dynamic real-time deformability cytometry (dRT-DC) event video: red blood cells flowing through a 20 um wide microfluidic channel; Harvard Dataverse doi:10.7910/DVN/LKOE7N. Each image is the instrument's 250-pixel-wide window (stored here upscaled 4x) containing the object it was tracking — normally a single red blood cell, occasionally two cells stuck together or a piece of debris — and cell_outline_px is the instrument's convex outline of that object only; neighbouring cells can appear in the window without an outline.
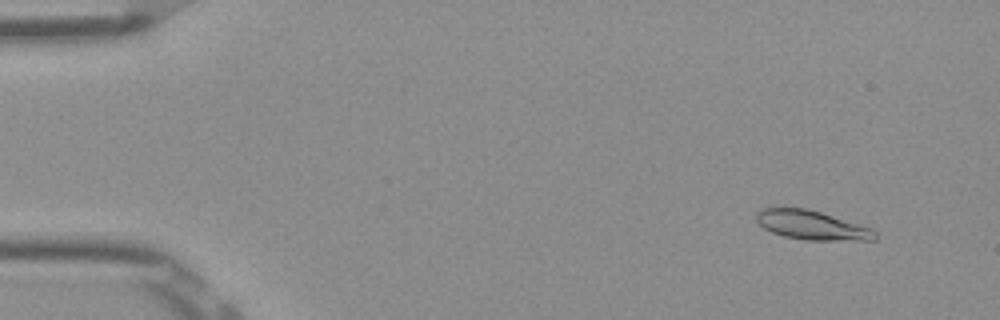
{"species": "Egyptian fruit bat (a non-hibernating species)", "species_latin": "Rousettus aegyptiacus", "temperature_condition": "room temperature", "stored_images_in_passage": 53, "camera_frame_rate_fps": 3000, "um_per_image_px": 0.085, "frame": {"image": 1, "passage_image": 5, "time_ms": 1.333, "image_size_px": [1000, 320], "cell_outline_px": [[876, 240], [804, 240], [784, 236], [772, 232], [764, 228], [756, 220], [756, 212], [760, 208], [808, 208], [872, 228], [876, 232]], "centroid_in_image_um": [68.99, 19.14], "position_along_channel_um": 16.0, "area_um2": 20.11}}
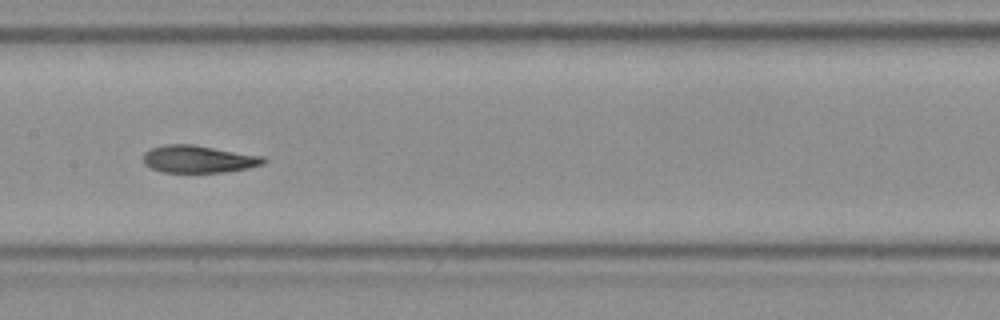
{"frame": {"image": 2, "passage_image": 27, "time_ms": 8.667, "image_size_px": [1000, 320], "cell_outline_px": [[268, 160], [264, 164], [248, 168], [224, 172], [160, 172], [144, 164], [144, 152], [148, 148], [164, 144], [192, 144], [264, 156]], "centroid_in_image_um": [16.87, 13.51], "position_along_channel_um": 190.5, "area_um2": 19.36}}
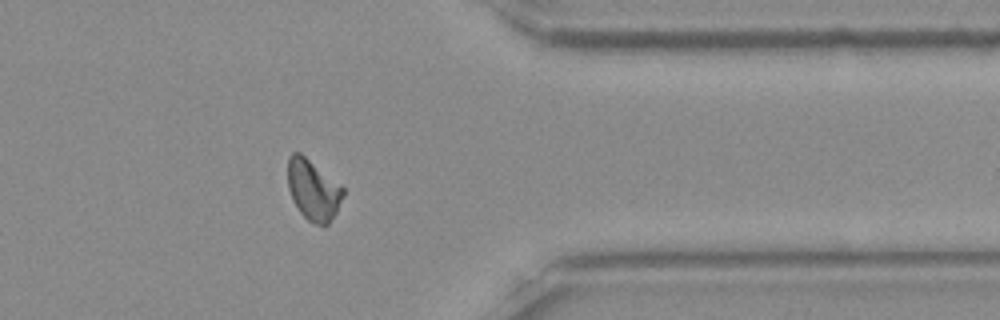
{"frame": {"image": 3, "passage_image": 43, "time_ms": 14.0, "image_size_px": [1000, 320], "cell_outline_px": [[344, 196], [336, 212], [328, 224], [316, 224], [308, 220], [300, 212], [292, 200], [288, 188], [288, 156], [292, 152], [300, 152], [344, 188]], "centroid_in_image_um": [26.6, 16.13], "position_along_channel_um": 384.8, "area_um2": 19.36}, "authors_computed_cell_mechanics": {"area_um2": 19.7676, "velocity_mm_per_s": 3.8799, "shape_relaxation_time_tau1_ms": 4.1021, "shape_relaxation_time_tau2_ms": 1.3042, "deformation_change_tau1": 0.1452, "deformation_change_tau2": 0.0579}}